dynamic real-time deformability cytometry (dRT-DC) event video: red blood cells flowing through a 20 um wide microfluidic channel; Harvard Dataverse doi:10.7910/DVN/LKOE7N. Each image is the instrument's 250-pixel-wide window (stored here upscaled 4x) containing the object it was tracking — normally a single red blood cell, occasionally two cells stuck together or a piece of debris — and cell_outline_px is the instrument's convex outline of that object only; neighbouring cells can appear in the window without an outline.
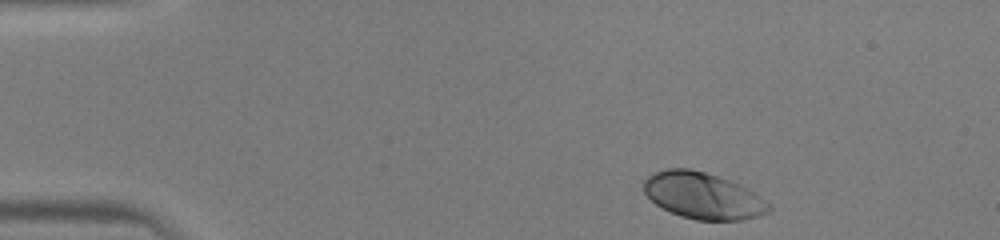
{"species": "human", "species_latin": "Homo sapiens", "temperature_condition": "warm", "stored_images_in_passage": 40, "camera_frame_rate_fps": 3000, "um_per_image_px": 0.085, "donor": {"sex": "male"}, "frame": {"image": 1, "passage_image": 1, "time_ms": 0.0, "image_size_px": [1000, 240], "cell_outline_px": [[772, 208], [768, 212], [760, 216], [740, 220], [696, 220], [680, 216], [656, 204], [644, 192], [644, 180], [652, 172], [664, 168], [688, 168], [704, 172], [728, 180], [760, 196]], "centroid_in_image_um": [59.71, 16.64], "position_along_channel_um": 25.3, "area_um2": 33.47}}
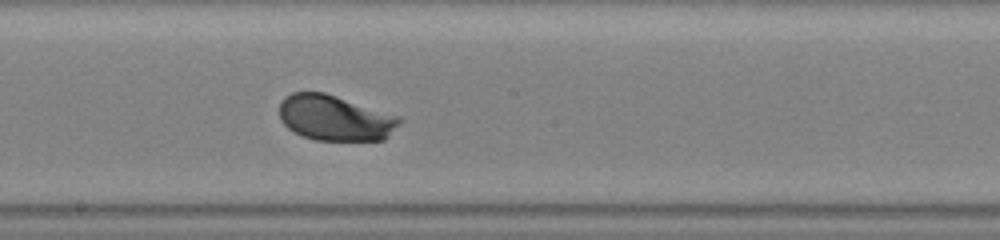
{"frame": {"image": 2, "passage_image": 20, "time_ms": 6.333, "image_size_px": [1000, 240], "cell_outline_px": [[404, 120], [384, 140], [316, 140], [300, 136], [288, 128], [280, 120], [280, 100], [284, 96], [292, 92], [324, 92], [400, 116]], "centroid_in_image_um": [28.47, 10.02], "position_along_channel_um": 219.7, "area_um2": 32.08}}
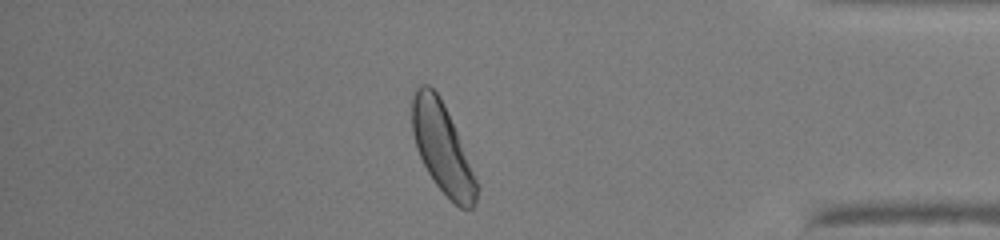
{"frame": {"image": 3, "passage_image": 34, "time_ms": 11.0, "image_size_px": [1000, 240], "cell_outline_px": [[480, 188], [476, 200], [472, 208], [460, 208], [436, 184], [428, 172], [416, 148], [412, 132], [412, 96], [416, 88], [420, 84], [428, 84], [440, 96], [456, 132]], "centroid_in_image_um": [37.58, 12.58], "position_along_channel_um": 397.6, "area_um2": 33.0}}